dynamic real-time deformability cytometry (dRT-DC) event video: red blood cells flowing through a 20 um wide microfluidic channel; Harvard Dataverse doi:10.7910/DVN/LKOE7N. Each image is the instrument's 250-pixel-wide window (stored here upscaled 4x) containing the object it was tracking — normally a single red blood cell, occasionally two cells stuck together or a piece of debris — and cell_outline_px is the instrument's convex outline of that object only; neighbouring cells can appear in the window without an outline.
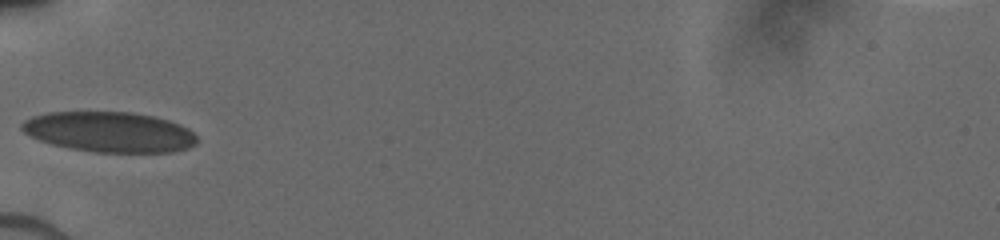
{"species": "human", "species_latin": "Homo sapiens", "temperature_condition": "cold", "stored_images_in_passage": 28, "camera_frame_rate_fps": 3000, "um_per_image_px": 0.085, "donor": {"sex": "male"}, "frame": {"image": 1, "passage_image": 1, "time_ms": 0.0, "image_size_px": [1000, 240], "cell_outline_px": [[196, 144], [188, 148], [172, 152], [92, 152], [68, 148], [52, 144], [28, 136], [20, 128], [20, 124], [24, 120], [32, 116], [48, 112], [132, 112], [156, 116], [180, 124], [188, 128], [196, 136]], "centroid_in_image_um": [9.28, 11.21], "position_along_channel_um": 75.7, "area_um2": 41.44}}
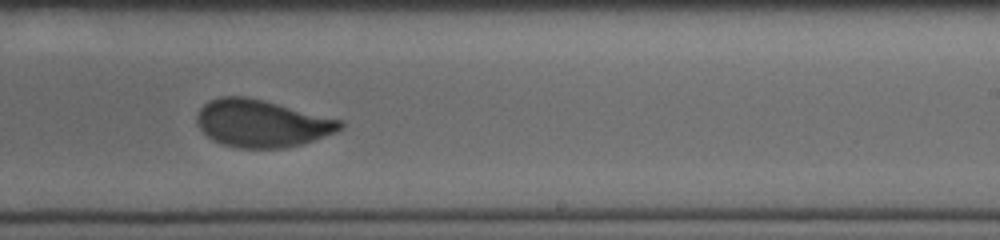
{"frame": {"image": 2, "passage_image": 17, "time_ms": 4.667, "image_size_px": [1000, 240], "cell_outline_px": [[344, 128], [336, 132], [304, 144], [284, 148], [236, 148], [220, 144], [212, 140], [196, 124], [196, 116], [200, 108], [208, 100], [220, 96], [248, 96], [344, 120]], "centroid_in_image_um": [22.26, 10.49], "position_along_channel_um": 266.7, "area_um2": 40.11}}
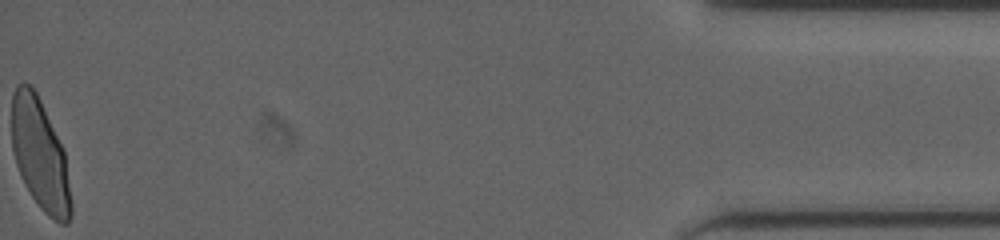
{"frame": {"image": 3, "passage_image": 28, "time_ms": 10.667, "image_size_px": [1000, 240], "cell_outline_px": [[72, 216], [68, 224], [60, 224], [48, 216], [40, 208], [24, 184], [20, 176], [16, 164], [12, 148], [12, 96], [16, 84], [28, 84], [36, 92], [64, 148], [72, 200]], "centroid_in_image_um": [3.42, 13.2], "position_along_channel_um": 431.8, "area_um2": 38.61}}